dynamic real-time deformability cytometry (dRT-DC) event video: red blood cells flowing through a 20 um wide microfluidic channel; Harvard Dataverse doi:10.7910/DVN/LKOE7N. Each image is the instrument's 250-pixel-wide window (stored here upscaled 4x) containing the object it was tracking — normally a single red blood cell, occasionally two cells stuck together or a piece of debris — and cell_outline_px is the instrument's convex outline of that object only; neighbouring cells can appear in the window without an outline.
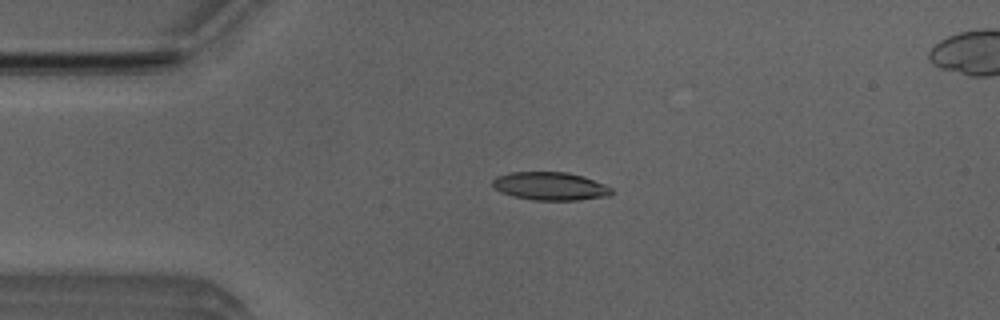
{"species": "Egyptian fruit bat (a non-hibernating species)", "species_latin": "Rousettus aegyptiacus", "temperature_condition": "room temperature", "stored_images_in_passage": 45, "camera_frame_rate_fps": 3000, "um_per_image_px": 0.085, "animal": {"sex": "male"}, "frame": {"image": 1, "passage_image": 11, "time_ms": 3.333, "image_size_px": [1000, 320], "cell_outline_px": [[612, 192], [608, 196], [576, 200], [532, 200], [512, 196], [500, 192], [492, 184], [492, 180], [496, 176], [508, 172], [568, 172], [584, 176], [604, 184], [612, 188]], "centroid_in_image_um": [46.74, 15.82], "position_along_channel_um": 38.3, "area_um2": 19.59}}
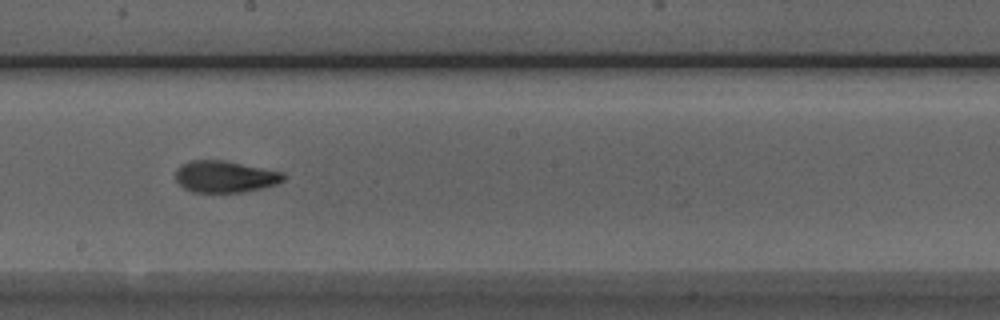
{"frame": {"image": 2, "passage_image": 28, "time_ms": 9.0, "image_size_px": [1000, 320], "cell_outline_px": [[284, 180], [276, 184], [244, 192], [192, 192], [184, 188], [176, 180], [176, 168], [192, 160], [224, 160], [284, 172]], "centroid_in_image_um": [19.12, 15.01], "position_along_channel_um": 229.1, "area_um2": 19.83}}
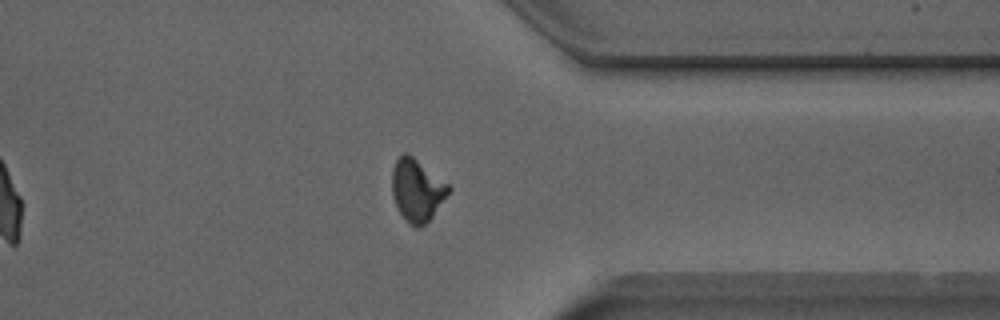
{"frame": {"image": 3, "passage_image": 40, "time_ms": 13.0, "image_size_px": [1000, 320], "cell_outline_px": [[452, 188], [432, 216], [420, 228], [416, 228], [408, 224], [404, 220], [392, 196], [392, 168], [396, 160], [404, 152], [408, 152], [448, 184]], "centroid_in_image_um": [35.42, 16.16], "position_along_channel_um": 376.0, "area_um2": 20.46}, "authors_computed_cell_mechanics": {"area_um2": 19.8254, "velocity_mm_per_s": 3.8539, "shape_relaxation_time_tau1_ms": 7.5345, "shape_relaxation_time_tau2_ms": 1.8055, "deformation_change_tau1": 0.2325, "deformation_change_tau2": 0.084}}